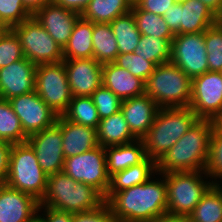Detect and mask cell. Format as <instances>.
Wrapping results in <instances>:
<instances>
[{
  "label": "cell",
  "instance_id": "obj_46",
  "mask_svg": "<svg viewBox=\"0 0 222 222\" xmlns=\"http://www.w3.org/2000/svg\"><path fill=\"white\" fill-rule=\"evenodd\" d=\"M91 0H53V2L63 8L74 11L81 15L85 7Z\"/></svg>",
  "mask_w": 222,
  "mask_h": 222
},
{
  "label": "cell",
  "instance_id": "obj_1",
  "mask_svg": "<svg viewBox=\"0 0 222 222\" xmlns=\"http://www.w3.org/2000/svg\"><path fill=\"white\" fill-rule=\"evenodd\" d=\"M115 192L106 202L118 222H152L167 214L165 177ZM157 180V181H156Z\"/></svg>",
  "mask_w": 222,
  "mask_h": 222
},
{
  "label": "cell",
  "instance_id": "obj_41",
  "mask_svg": "<svg viewBox=\"0 0 222 222\" xmlns=\"http://www.w3.org/2000/svg\"><path fill=\"white\" fill-rule=\"evenodd\" d=\"M73 222H118L111 208L104 201L99 207L73 213Z\"/></svg>",
  "mask_w": 222,
  "mask_h": 222
},
{
  "label": "cell",
  "instance_id": "obj_53",
  "mask_svg": "<svg viewBox=\"0 0 222 222\" xmlns=\"http://www.w3.org/2000/svg\"><path fill=\"white\" fill-rule=\"evenodd\" d=\"M132 5H135L139 0H128Z\"/></svg>",
  "mask_w": 222,
  "mask_h": 222
},
{
  "label": "cell",
  "instance_id": "obj_52",
  "mask_svg": "<svg viewBox=\"0 0 222 222\" xmlns=\"http://www.w3.org/2000/svg\"><path fill=\"white\" fill-rule=\"evenodd\" d=\"M6 29H7L6 27L0 25V37H1L2 33H3Z\"/></svg>",
  "mask_w": 222,
  "mask_h": 222
},
{
  "label": "cell",
  "instance_id": "obj_22",
  "mask_svg": "<svg viewBox=\"0 0 222 222\" xmlns=\"http://www.w3.org/2000/svg\"><path fill=\"white\" fill-rule=\"evenodd\" d=\"M109 177L133 165L143 162L147 156L142 139L134 142L105 147Z\"/></svg>",
  "mask_w": 222,
  "mask_h": 222
},
{
  "label": "cell",
  "instance_id": "obj_3",
  "mask_svg": "<svg viewBox=\"0 0 222 222\" xmlns=\"http://www.w3.org/2000/svg\"><path fill=\"white\" fill-rule=\"evenodd\" d=\"M198 120L190 107L159 108L142 138L146 156L157 163Z\"/></svg>",
  "mask_w": 222,
  "mask_h": 222
},
{
  "label": "cell",
  "instance_id": "obj_31",
  "mask_svg": "<svg viewBox=\"0 0 222 222\" xmlns=\"http://www.w3.org/2000/svg\"><path fill=\"white\" fill-rule=\"evenodd\" d=\"M62 116L79 125L97 129L100 117L91 96L72 97L67 110Z\"/></svg>",
  "mask_w": 222,
  "mask_h": 222
},
{
  "label": "cell",
  "instance_id": "obj_21",
  "mask_svg": "<svg viewBox=\"0 0 222 222\" xmlns=\"http://www.w3.org/2000/svg\"><path fill=\"white\" fill-rule=\"evenodd\" d=\"M102 85L121 100L145 94V82L114 62L103 64Z\"/></svg>",
  "mask_w": 222,
  "mask_h": 222
},
{
  "label": "cell",
  "instance_id": "obj_30",
  "mask_svg": "<svg viewBox=\"0 0 222 222\" xmlns=\"http://www.w3.org/2000/svg\"><path fill=\"white\" fill-rule=\"evenodd\" d=\"M110 25L116 38L119 54L133 53L141 37L133 12L118 16Z\"/></svg>",
  "mask_w": 222,
  "mask_h": 222
},
{
  "label": "cell",
  "instance_id": "obj_35",
  "mask_svg": "<svg viewBox=\"0 0 222 222\" xmlns=\"http://www.w3.org/2000/svg\"><path fill=\"white\" fill-rule=\"evenodd\" d=\"M208 71H222V20L204 32Z\"/></svg>",
  "mask_w": 222,
  "mask_h": 222
},
{
  "label": "cell",
  "instance_id": "obj_29",
  "mask_svg": "<svg viewBox=\"0 0 222 222\" xmlns=\"http://www.w3.org/2000/svg\"><path fill=\"white\" fill-rule=\"evenodd\" d=\"M188 218L189 222H222V184H214Z\"/></svg>",
  "mask_w": 222,
  "mask_h": 222
},
{
  "label": "cell",
  "instance_id": "obj_20",
  "mask_svg": "<svg viewBox=\"0 0 222 222\" xmlns=\"http://www.w3.org/2000/svg\"><path fill=\"white\" fill-rule=\"evenodd\" d=\"M56 124L61 128L65 158L82 154L99 146L97 129L73 123L62 115L57 117Z\"/></svg>",
  "mask_w": 222,
  "mask_h": 222
},
{
  "label": "cell",
  "instance_id": "obj_6",
  "mask_svg": "<svg viewBox=\"0 0 222 222\" xmlns=\"http://www.w3.org/2000/svg\"><path fill=\"white\" fill-rule=\"evenodd\" d=\"M192 79L171 62L157 65L145 82V94L159 108L189 107Z\"/></svg>",
  "mask_w": 222,
  "mask_h": 222
},
{
  "label": "cell",
  "instance_id": "obj_49",
  "mask_svg": "<svg viewBox=\"0 0 222 222\" xmlns=\"http://www.w3.org/2000/svg\"><path fill=\"white\" fill-rule=\"evenodd\" d=\"M152 222H189V218L187 216H173L166 214L156 218Z\"/></svg>",
  "mask_w": 222,
  "mask_h": 222
},
{
  "label": "cell",
  "instance_id": "obj_17",
  "mask_svg": "<svg viewBox=\"0 0 222 222\" xmlns=\"http://www.w3.org/2000/svg\"><path fill=\"white\" fill-rule=\"evenodd\" d=\"M35 76L36 65L26 58L0 68V98L9 100L35 91Z\"/></svg>",
  "mask_w": 222,
  "mask_h": 222
},
{
  "label": "cell",
  "instance_id": "obj_12",
  "mask_svg": "<svg viewBox=\"0 0 222 222\" xmlns=\"http://www.w3.org/2000/svg\"><path fill=\"white\" fill-rule=\"evenodd\" d=\"M191 79L208 72L204 32L175 34L170 61Z\"/></svg>",
  "mask_w": 222,
  "mask_h": 222
},
{
  "label": "cell",
  "instance_id": "obj_25",
  "mask_svg": "<svg viewBox=\"0 0 222 222\" xmlns=\"http://www.w3.org/2000/svg\"><path fill=\"white\" fill-rule=\"evenodd\" d=\"M135 140L137 138L131 133L121 110L100 119L97 128V141L102 147L128 144Z\"/></svg>",
  "mask_w": 222,
  "mask_h": 222
},
{
  "label": "cell",
  "instance_id": "obj_11",
  "mask_svg": "<svg viewBox=\"0 0 222 222\" xmlns=\"http://www.w3.org/2000/svg\"><path fill=\"white\" fill-rule=\"evenodd\" d=\"M191 110L201 120L222 119V73L206 72L192 79Z\"/></svg>",
  "mask_w": 222,
  "mask_h": 222
},
{
  "label": "cell",
  "instance_id": "obj_45",
  "mask_svg": "<svg viewBox=\"0 0 222 222\" xmlns=\"http://www.w3.org/2000/svg\"><path fill=\"white\" fill-rule=\"evenodd\" d=\"M11 147V143L0 140V183L6 181Z\"/></svg>",
  "mask_w": 222,
  "mask_h": 222
},
{
  "label": "cell",
  "instance_id": "obj_9",
  "mask_svg": "<svg viewBox=\"0 0 222 222\" xmlns=\"http://www.w3.org/2000/svg\"><path fill=\"white\" fill-rule=\"evenodd\" d=\"M35 91L57 116L67 110L73 96L64 61L36 65Z\"/></svg>",
  "mask_w": 222,
  "mask_h": 222
},
{
  "label": "cell",
  "instance_id": "obj_14",
  "mask_svg": "<svg viewBox=\"0 0 222 222\" xmlns=\"http://www.w3.org/2000/svg\"><path fill=\"white\" fill-rule=\"evenodd\" d=\"M34 150L38 163L49 176L61 172L64 166L61 128L55 123L28 136L26 141Z\"/></svg>",
  "mask_w": 222,
  "mask_h": 222
},
{
  "label": "cell",
  "instance_id": "obj_26",
  "mask_svg": "<svg viewBox=\"0 0 222 222\" xmlns=\"http://www.w3.org/2000/svg\"><path fill=\"white\" fill-rule=\"evenodd\" d=\"M94 23L82 18L76 21L71 37L63 48L64 60L93 58L92 34Z\"/></svg>",
  "mask_w": 222,
  "mask_h": 222
},
{
  "label": "cell",
  "instance_id": "obj_51",
  "mask_svg": "<svg viewBox=\"0 0 222 222\" xmlns=\"http://www.w3.org/2000/svg\"><path fill=\"white\" fill-rule=\"evenodd\" d=\"M216 126L222 130V119H220L216 122Z\"/></svg>",
  "mask_w": 222,
  "mask_h": 222
},
{
  "label": "cell",
  "instance_id": "obj_15",
  "mask_svg": "<svg viewBox=\"0 0 222 222\" xmlns=\"http://www.w3.org/2000/svg\"><path fill=\"white\" fill-rule=\"evenodd\" d=\"M73 97L91 96L102 85V66L94 58L63 60Z\"/></svg>",
  "mask_w": 222,
  "mask_h": 222
},
{
  "label": "cell",
  "instance_id": "obj_36",
  "mask_svg": "<svg viewBox=\"0 0 222 222\" xmlns=\"http://www.w3.org/2000/svg\"><path fill=\"white\" fill-rule=\"evenodd\" d=\"M206 174L212 179L214 184H222V130L217 126L213 128L209 141V154L206 163ZM214 179V181H213Z\"/></svg>",
  "mask_w": 222,
  "mask_h": 222
},
{
  "label": "cell",
  "instance_id": "obj_38",
  "mask_svg": "<svg viewBox=\"0 0 222 222\" xmlns=\"http://www.w3.org/2000/svg\"><path fill=\"white\" fill-rule=\"evenodd\" d=\"M24 57L21 42L13 29H6L0 37V68Z\"/></svg>",
  "mask_w": 222,
  "mask_h": 222
},
{
  "label": "cell",
  "instance_id": "obj_32",
  "mask_svg": "<svg viewBox=\"0 0 222 222\" xmlns=\"http://www.w3.org/2000/svg\"><path fill=\"white\" fill-rule=\"evenodd\" d=\"M136 27L141 35L168 39L172 42L175 34L169 29L163 17L149 11L140 9L136 4L132 5Z\"/></svg>",
  "mask_w": 222,
  "mask_h": 222
},
{
  "label": "cell",
  "instance_id": "obj_48",
  "mask_svg": "<svg viewBox=\"0 0 222 222\" xmlns=\"http://www.w3.org/2000/svg\"><path fill=\"white\" fill-rule=\"evenodd\" d=\"M24 5L34 13L37 9L41 8L45 4L53 2V0H22Z\"/></svg>",
  "mask_w": 222,
  "mask_h": 222
},
{
  "label": "cell",
  "instance_id": "obj_4",
  "mask_svg": "<svg viewBox=\"0 0 222 222\" xmlns=\"http://www.w3.org/2000/svg\"><path fill=\"white\" fill-rule=\"evenodd\" d=\"M104 196L94 187L76 182L63 171L48 176L47 191L40 205L75 213L99 207Z\"/></svg>",
  "mask_w": 222,
  "mask_h": 222
},
{
  "label": "cell",
  "instance_id": "obj_24",
  "mask_svg": "<svg viewBox=\"0 0 222 222\" xmlns=\"http://www.w3.org/2000/svg\"><path fill=\"white\" fill-rule=\"evenodd\" d=\"M157 175V164L153 159L146 158L138 165L115 173L110 177V186L104 200L107 201L115 192L145 183L152 175Z\"/></svg>",
  "mask_w": 222,
  "mask_h": 222
},
{
  "label": "cell",
  "instance_id": "obj_39",
  "mask_svg": "<svg viewBox=\"0 0 222 222\" xmlns=\"http://www.w3.org/2000/svg\"><path fill=\"white\" fill-rule=\"evenodd\" d=\"M114 63L126 70H128L133 76L142 79L144 82L153 73L155 65L137 54L127 53L119 54Z\"/></svg>",
  "mask_w": 222,
  "mask_h": 222
},
{
  "label": "cell",
  "instance_id": "obj_8",
  "mask_svg": "<svg viewBox=\"0 0 222 222\" xmlns=\"http://www.w3.org/2000/svg\"><path fill=\"white\" fill-rule=\"evenodd\" d=\"M12 29L20 39L24 57L35 65L64 60L63 49L33 16Z\"/></svg>",
  "mask_w": 222,
  "mask_h": 222
},
{
  "label": "cell",
  "instance_id": "obj_34",
  "mask_svg": "<svg viewBox=\"0 0 222 222\" xmlns=\"http://www.w3.org/2000/svg\"><path fill=\"white\" fill-rule=\"evenodd\" d=\"M134 53L146 58L155 66L165 64L170 61L171 42L168 39L141 35Z\"/></svg>",
  "mask_w": 222,
  "mask_h": 222
},
{
  "label": "cell",
  "instance_id": "obj_5",
  "mask_svg": "<svg viewBox=\"0 0 222 222\" xmlns=\"http://www.w3.org/2000/svg\"><path fill=\"white\" fill-rule=\"evenodd\" d=\"M47 182L48 175L39 165L32 147L27 142L12 144L5 184L41 202Z\"/></svg>",
  "mask_w": 222,
  "mask_h": 222
},
{
  "label": "cell",
  "instance_id": "obj_19",
  "mask_svg": "<svg viewBox=\"0 0 222 222\" xmlns=\"http://www.w3.org/2000/svg\"><path fill=\"white\" fill-rule=\"evenodd\" d=\"M158 105L147 94L122 100L121 112L131 133L142 139L149 131L156 114Z\"/></svg>",
  "mask_w": 222,
  "mask_h": 222
},
{
  "label": "cell",
  "instance_id": "obj_43",
  "mask_svg": "<svg viewBox=\"0 0 222 222\" xmlns=\"http://www.w3.org/2000/svg\"><path fill=\"white\" fill-rule=\"evenodd\" d=\"M163 19L174 34H181L180 3H174L163 14Z\"/></svg>",
  "mask_w": 222,
  "mask_h": 222
},
{
  "label": "cell",
  "instance_id": "obj_13",
  "mask_svg": "<svg viewBox=\"0 0 222 222\" xmlns=\"http://www.w3.org/2000/svg\"><path fill=\"white\" fill-rule=\"evenodd\" d=\"M9 102L19 117L22 129L27 136L50 128L56 123L58 116L36 91L15 96L9 99Z\"/></svg>",
  "mask_w": 222,
  "mask_h": 222
},
{
  "label": "cell",
  "instance_id": "obj_23",
  "mask_svg": "<svg viewBox=\"0 0 222 222\" xmlns=\"http://www.w3.org/2000/svg\"><path fill=\"white\" fill-rule=\"evenodd\" d=\"M220 19L200 0L180 3L181 34L205 32Z\"/></svg>",
  "mask_w": 222,
  "mask_h": 222
},
{
  "label": "cell",
  "instance_id": "obj_28",
  "mask_svg": "<svg viewBox=\"0 0 222 222\" xmlns=\"http://www.w3.org/2000/svg\"><path fill=\"white\" fill-rule=\"evenodd\" d=\"M92 43L93 58L101 64L114 62L119 55L110 23H94Z\"/></svg>",
  "mask_w": 222,
  "mask_h": 222
},
{
  "label": "cell",
  "instance_id": "obj_42",
  "mask_svg": "<svg viewBox=\"0 0 222 222\" xmlns=\"http://www.w3.org/2000/svg\"><path fill=\"white\" fill-rule=\"evenodd\" d=\"M175 0H139L136 5L144 10L159 16H163L165 11L174 5Z\"/></svg>",
  "mask_w": 222,
  "mask_h": 222
},
{
  "label": "cell",
  "instance_id": "obj_37",
  "mask_svg": "<svg viewBox=\"0 0 222 222\" xmlns=\"http://www.w3.org/2000/svg\"><path fill=\"white\" fill-rule=\"evenodd\" d=\"M22 0H0V25L12 29L32 17Z\"/></svg>",
  "mask_w": 222,
  "mask_h": 222
},
{
  "label": "cell",
  "instance_id": "obj_18",
  "mask_svg": "<svg viewBox=\"0 0 222 222\" xmlns=\"http://www.w3.org/2000/svg\"><path fill=\"white\" fill-rule=\"evenodd\" d=\"M39 204L32 195L0 183V222H30Z\"/></svg>",
  "mask_w": 222,
  "mask_h": 222
},
{
  "label": "cell",
  "instance_id": "obj_7",
  "mask_svg": "<svg viewBox=\"0 0 222 222\" xmlns=\"http://www.w3.org/2000/svg\"><path fill=\"white\" fill-rule=\"evenodd\" d=\"M162 174L167 186L168 215L188 217L206 192L214 185L211 179L207 181L210 177L202 170ZM205 179L206 181H204Z\"/></svg>",
  "mask_w": 222,
  "mask_h": 222
},
{
  "label": "cell",
  "instance_id": "obj_50",
  "mask_svg": "<svg viewBox=\"0 0 222 222\" xmlns=\"http://www.w3.org/2000/svg\"><path fill=\"white\" fill-rule=\"evenodd\" d=\"M30 222H46V220L40 215V214H36Z\"/></svg>",
  "mask_w": 222,
  "mask_h": 222
},
{
  "label": "cell",
  "instance_id": "obj_27",
  "mask_svg": "<svg viewBox=\"0 0 222 222\" xmlns=\"http://www.w3.org/2000/svg\"><path fill=\"white\" fill-rule=\"evenodd\" d=\"M131 9L132 4L128 0H91L80 16L93 23H111Z\"/></svg>",
  "mask_w": 222,
  "mask_h": 222
},
{
  "label": "cell",
  "instance_id": "obj_44",
  "mask_svg": "<svg viewBox=\"0 0 222 222\" xmlns=\"http://www.w3.org/2000/svg\"><path fill=\"white\" fill-rule=\"evenodd\" d=\"M44 209V210H43ZM46 220V222H73V213L65 212L51 207H45L39 204L38 213Z\"/></svg>",
  "mask_w": 222,
  "mask_h": 222
},
{
  "label": "cell",
  "instance_id": "obj_54",
  "mask_svg": "<svg viewBox=\"0 0 222 222\" xmlns=\"http://www.w3.org/2000/svg\"><path fill=\"white\" fill-rule=\"evenodd\" d=\"M184 1H186V0H175V2H177V3H181V2H184Z\"/></svg>",
  "mask_w": 222,
  "mask_h": 222
},
{
  "label": "cell",
  "instance_id": "obj_2",
  "mask_svg": "<svg viewBox=\"0 0 222 222\" xmlns=\"http://www.w3.org/2000/svg\"><path fill=\"white\" fill-rule=\"evenodd\" d=\"M216 122L199 119L156 163L157 173L205 170Z\"/></svg>",
  "mask_w": 222,
  "mask_h": 222
},
{
  "label": "cell",
  "instance_id": "obj_33",
  "mask_svg": "<svg viewBox=\"0 0 222 222\" xmlns=\"http://www.w3.org/2000/svg\"><path fill=\"white\" fill-rule=\"evenodd\" d=\"M27 138L9 100L0 98V140L18 144L25 143Z\"/></svg>",
  "mask_w": 222,
  "mask_h": 222
},
{
  "label": "cell",
  "instance_id": "obj_16",
  "mask_svg": "<svg viewBox=\"0 0 222 222\" xmlns=\"http://www.w3.org/2000/svg\"><path fill=\"white\" fill-rule=\"evenodd\" d=\"M32 16L63 49L80 14L51 2L37 9Z\"/></svg>",
  "mask_w": 222,
  "mask_h": 222
},
{
  "label": "cell",
  "instance_id": "obj_40",
  "mask_svg": "<svg viewBox=\"0 0 222 222\" xmlns=\"http://www.w3.org/2000/svg\"><path fill=\"white\" fill-rule=\"evenodd\" d=\"M91 98L97 108L100 119L109 117L121 110L122 100L103 85L91 95Z\"/></svg>",
  "mask_w": 222,
  "mask_h": 222
},
{
  "label": "cell",
  "instance_id": "obj_47",
  "mask_svg": "<svg viewBox=\"0 0 222 222\" xmlns=\"http://www.w3.org/2000/svg\"><path fill=\"white\" fill-rule=\"evenodd\" d=\"M204 3L220 20H222V0H200Z\"/></svg>",
  "mask_w": 222,
  "mask_h": 222
},
{
  "label": "cell",
  "instance_id": "obj_10",
  "mask_svg": "<svg viewBox=\"0 0 222 222\" xmlns=\"http://www.w3.org/2000/svg\"><path fill=\"white\" fill-rule=\"evenodd\" d=\"M76 182L97 189L104 197L110 186L105 148L101 145L90 151L64 159L62 170Z\"/></svg>",
  "mask_w": 222,
  "mask_h": 222
}]
</instances>
